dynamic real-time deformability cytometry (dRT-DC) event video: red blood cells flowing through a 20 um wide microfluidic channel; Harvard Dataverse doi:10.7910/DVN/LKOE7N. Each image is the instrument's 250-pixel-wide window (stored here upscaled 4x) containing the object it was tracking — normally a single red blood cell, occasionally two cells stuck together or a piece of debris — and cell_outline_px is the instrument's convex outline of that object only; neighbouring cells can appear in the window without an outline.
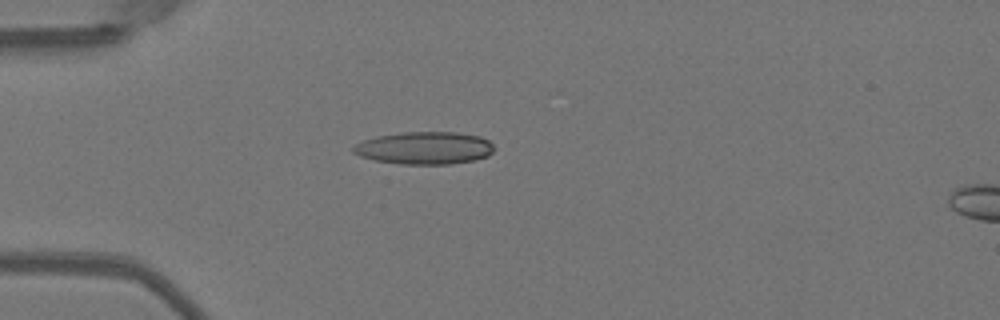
{"species": "Egyptian fruit bat (a non-hibernating species)", "species_latin": "Rousettus aegyptiacus", "temperature_condition": "warm", "stored_images_in_passage": 51, "camera_frame_rate_fps": 3000, "um_per_image_px": 0.085, "animal": {"sex": "female"}, "frame": {"image": 1, "passage_image": 15, "time_ms": 4.667, "image_size_px": [1000, 320], "cell_outline_px": [[492, 152], [488, 156], [476, 160], [448, 164], [400, 164], [376, 160], [360, 156], [352, 152], [352, 148], [356, 144], [364, 140], [376, 136], [400, 132], [456, 132], [480, 136], [488, 140], [492, 144]], "centroid_in_image_um": [36.08, 12.57], "position_along_channel_um": 48.9, "area_um2": 26.7}}
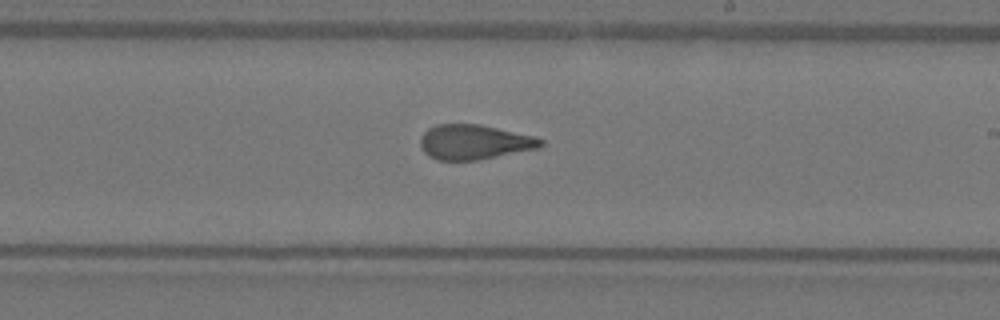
{"frame": {"image": 2, "passage_image": 31, "time_ms": 10.0, "image_size_px": [1000, 320], "cell_outline_px": [[544, 144], [540, 148], [476, 160], [436, 160], [428, 156], [424, 152], [420, 144], [420, 136], [428, 128], [436, 124], [480, 124], [536, 136], [544, 140]], "centroid_in_image_um": [40.32, 12.07], "position_along_channel_um": 248.7, "area_um2": 24.62}}
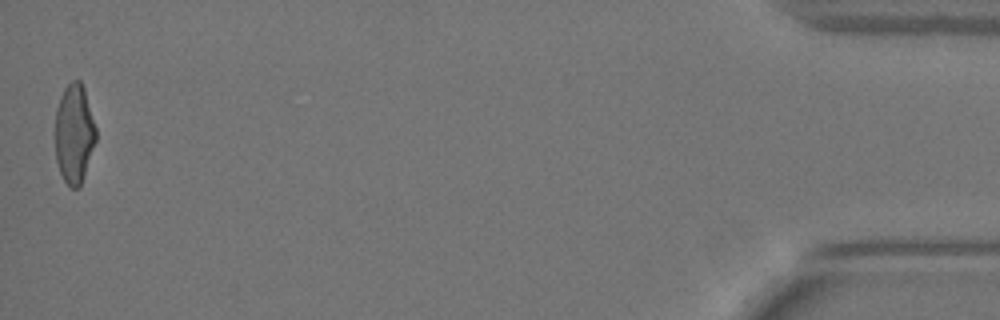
{"frame": {"image": 3, "passage_image": 51, "time_ms": 16.667, "image_size_px": [1000, 320], "cell_outline_px": [[96, 140], [80, 188], [72, 188], [64, 180], [60, 172], [56, 160], [56, 108], [60, 96], [64, 88], [72, 80], [80, 80], [84, 88], [96, 128]], "centroid_in_image_um": [6.31, 11.36], "position_along_channel_um": 428.9, "area_um2": 23.47}, "authors_computed_cell_mechanics": {"area_um2": 25.0274, "velocity_mm_per_s": 4.0477, "shape_relaxation_time_tau1_ms": 6.7719, "shape_relaxation_time_tau2_ms": 1.1357, "deformation_change_tau1": 0.2401, "deformation_change_tau2": 0.0921}}